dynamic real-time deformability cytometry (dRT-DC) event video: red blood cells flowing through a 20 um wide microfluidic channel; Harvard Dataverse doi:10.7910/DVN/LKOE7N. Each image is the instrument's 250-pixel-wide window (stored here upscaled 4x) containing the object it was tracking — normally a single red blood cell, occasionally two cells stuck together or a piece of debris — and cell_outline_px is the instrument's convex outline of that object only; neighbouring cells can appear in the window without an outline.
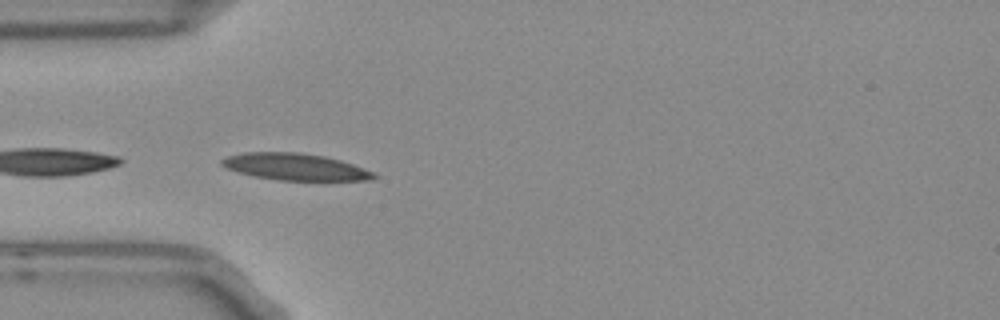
{"species": "Egyptian fruit bat (a non-hibernating species)", "species_latin": "Rousettus aegyptiacus", "temperature_condition": "room temperature", "stored_images_in_passage": 26, "camera_frame_rate_fps": 3000, "um_per_image_px": 0.085, "frame": {"image": 1, "passage_image": 1, "time_ms": 0.0, "image_size_px": [1000, 320], "cell_outline_px": [[380, 176], [368, 180], [280, 180], [256, 176], [240, 172], [228, 168], [220, 164], [220, 160], [228, 156], [244, 152], [296, 152], [324, 156], [340, 160], [364, 168]], "centroid_in_image_um": [25.1, 14.17], "position_along_channel_um": 59.9, "area_um2": 23.41}}
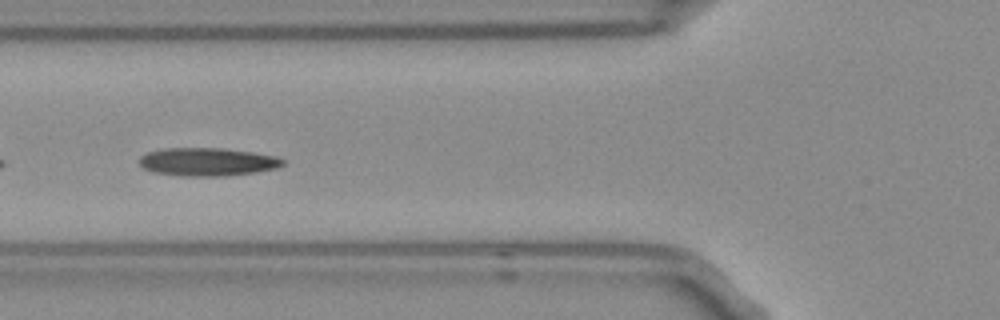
{"frame": {"image": 2, "passage_image": 5, "time_ms": 1.333, "image_size_px": [1000, 320], "cell_outline_px": [[284, 164], [276, 168], [256, 172], [224, 176], [180, 176], [152, 172], [144, 168], [140, 164], [140, 156], [148, 152], [164, 148], [224, 148], [252, 152], [276, 156], [284, 160]], "centroid_in_image_um": [17.62, 13.76], "position_along_channel_um": 108.2, "area_um2": 23.58}, "authors_computed_cell_mechanics": {"area_um2": 22.9755, "velocity_mm_per_s": 3.7228, "shape_relaxation_time_tau1_ms": 5.4995, "shape_relaxation_time_tau2_ms": 9.0652, "deformation_change_tau1": 0.1616, "deformation_change_tau2": 0.1267}}